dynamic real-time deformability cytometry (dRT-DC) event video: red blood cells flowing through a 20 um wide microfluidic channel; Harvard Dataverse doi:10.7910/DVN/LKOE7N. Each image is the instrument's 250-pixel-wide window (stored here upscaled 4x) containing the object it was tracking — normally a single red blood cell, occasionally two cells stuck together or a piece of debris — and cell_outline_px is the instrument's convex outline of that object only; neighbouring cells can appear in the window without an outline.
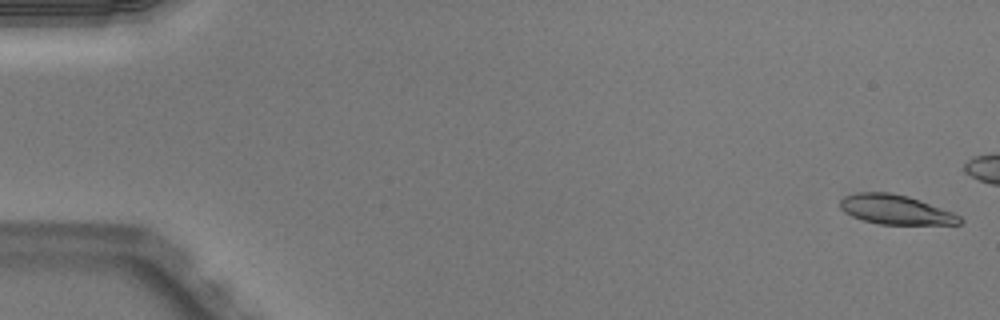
{"species": "Egyptian fruit bat (a non-hibernating species)", "species_latin": "Rousettus aegyptiacus", "temperature_condition": "warm", "stored_images_in_passage": 16, "camera_frame_rate_fps": 3000, "um_per_image_px": 0.085, "animal": {"sex": "male"}, "frame": {"image": 1, "passage_image": 1, "time_ms": 0.0, "image_size_px": [1000, 320], "cell_outline_px": [[964, 220], [960, 224], [880, 224], [864, 220], [852, 216], [844, 212], [840, 208], [840, 200], [844, 196], [856, 192], [888, 192], [908, 196], [952, 212], [960, 216]], "centroid_in_image_um": [76.1, 17.81], "position_along_channel_um": 8.9, "area_um2": 20.4}}